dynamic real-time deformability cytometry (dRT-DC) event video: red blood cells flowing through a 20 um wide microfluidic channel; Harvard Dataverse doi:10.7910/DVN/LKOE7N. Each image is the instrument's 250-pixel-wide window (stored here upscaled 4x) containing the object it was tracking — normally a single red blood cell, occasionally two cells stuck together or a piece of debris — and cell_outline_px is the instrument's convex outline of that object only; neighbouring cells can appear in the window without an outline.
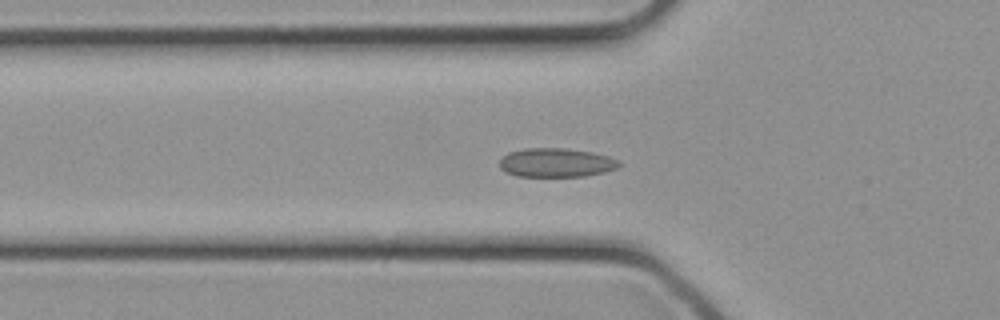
{"species": "common noctule bat (a hibernating species)", "species_latin": "Nyctalus noctula", "temperature_condition": "cold", "stored_images_in_passage": 11, "camera_frame_rate_fps": 3000, "um_per_image_px": 0.085, "animal": {"sex": "female", "body_mass_g": 21.9}, "frame": {"image": 1, "passage_image": 10, "time_ms": 3.0, "image_size_px": [1000, 320], "cell_outline_px": [[620, 164], [616, 168], [604, 172], [584, 176], [516, 176], [504, 172], [500, 168], [500, 160], [508, 152], [524, 148], [564, 148], [592, 152], [608, 156], [620, 160]], "centroid_in_image_um": [47.25, 13.82], "position_along_channel_um": 78.5, "area_um2": 20.17}}